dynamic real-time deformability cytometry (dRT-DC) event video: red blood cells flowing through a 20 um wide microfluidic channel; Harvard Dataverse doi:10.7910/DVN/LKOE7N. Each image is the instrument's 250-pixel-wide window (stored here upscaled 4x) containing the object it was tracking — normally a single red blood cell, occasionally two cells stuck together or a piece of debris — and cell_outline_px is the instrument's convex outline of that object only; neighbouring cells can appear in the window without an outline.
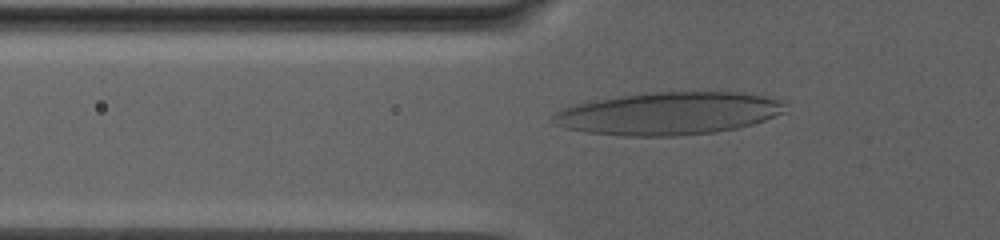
{"species": "human", "species_latin": "Homo sapiens", "temperature_condition": "warm", "stored_images_in_passage": 68, "camera_frame_rate_fps": 3000, "um_per_image_px": 0.085, "donor": {"sex": "male"}, "frame": {"image": 1, "passage_image": 24, "time_ms": 7.667, "image_size_px": [1000, 240], "cell_outline_px": [[788, 112], [752, 124], [736, 128], [712, 132], [676, 136], [624, 136], [584, 132], [564, 128], [548, 120], [556, 112], [564, 108], [576, 104], [596, 100], [620, 96], [652, 92], [736, 92], [764, 96], [776, 100]], "centroid_in_image_um": [56.77, 9.65], "position_along_channel_um": 69.0, "area_um2": 57.34}}
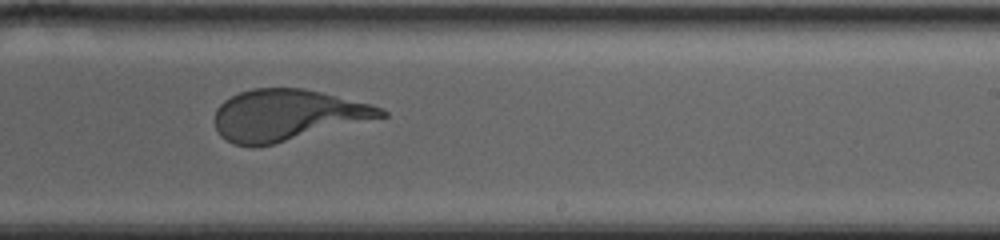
{"frame": {"image": 2, "passage_image": 47, "time_ms": 15.333, "image_size_px": [1000, 240], "cell_outline_px": [[388, 116], [272, 144], [232, 144], [220, 136], [212, 120], [216, 108], [224, 100], [240, 92], [256, 88], [304, 88], [372, 104], [384, 108], [388, 112]], "centroid_in_image_um": [24.41, 9.76], "position_along_channel_um": 264.6, "area_um2": 49.25}}
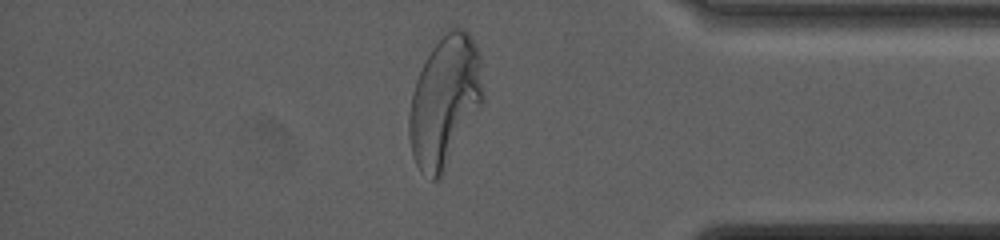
{"frame": {"image": 3, "passage_image": 64, "time_ms": 21.0, "image_size_px": [1000, 240], "cell_outline_px": [[484, 100], [440, 180], [432, 180], [420, 172], [412, 156], [408, 136], [408, 116], [412, 92], [416, 80], [432, 48], [444, 28], [460, 28], [468, 32], [476, 44], [480, 56], [484, 96]], "centroid_in_image_um": [37.8, 8.61], "position_along_channel_um": 397.4, "area_um2": 56.88}}